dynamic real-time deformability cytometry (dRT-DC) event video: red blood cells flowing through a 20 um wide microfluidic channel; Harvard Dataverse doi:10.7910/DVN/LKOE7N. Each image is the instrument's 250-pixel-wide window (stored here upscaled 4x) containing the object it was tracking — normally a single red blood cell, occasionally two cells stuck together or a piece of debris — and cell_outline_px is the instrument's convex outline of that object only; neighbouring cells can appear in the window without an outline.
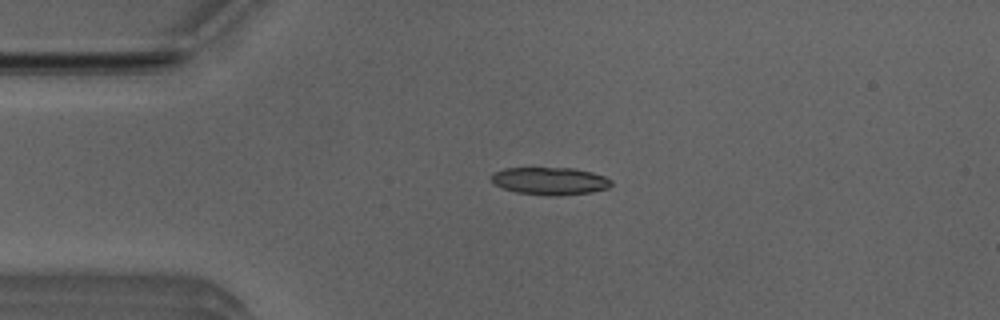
{"species": "Egyptian fruit bat (a non-hibernating species)", "species_latin": "Rousettus aegyptiacus", "temperature_condition": "room temperature", "stored_images_in_passage": 9, "camera_frame_rate_fps": 3000, "um_per_image_px": 0.085, "animal": {"sex": "male"}, "frame": {"image": 1, "passage_image": 3, "time_ms": 0.667, "image_size_px": [1000, 320], "cell_outline_px": [[612, 184], [608, 188], [592, 192], [552, 196], [548, 196], [516, 192], [500, 188], [492, 184], [488, 180], [488, 176], [492, 172], [504, 168], [572, 168], [592, 172], [604, 176], [612, 180]], "centroid_in_image_um": [46.65, 15.38], "position_along_channel_um": 38.3, "area_um2": 19.65}}
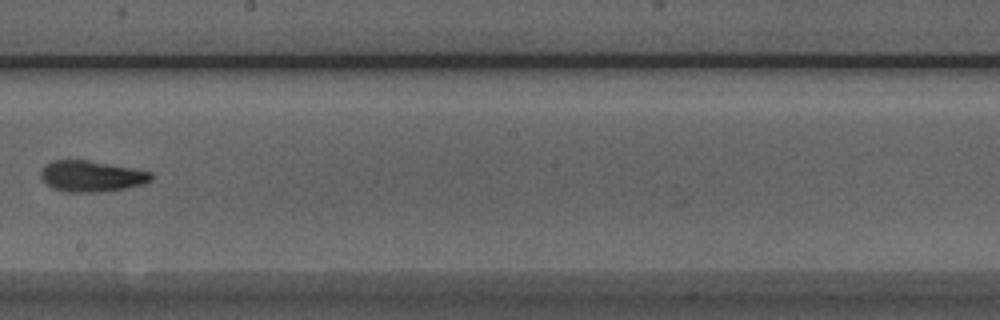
{"frame": {"image": 2, "passage_image": 8, "time_ms": 2.333, "image_size_px": [1000, 320], "cell_outline_px": [[152, 180], [144, 184], [104, 192], [68, 192], [52, 188], [40, 176], [40, 172], [44, 164], [52, 160], [88, 160], [152, 172]], "centroid_in_image_um": [7.76, 14.98], "position_along_channel_um": 240.4, "area_um2": 19.94}}
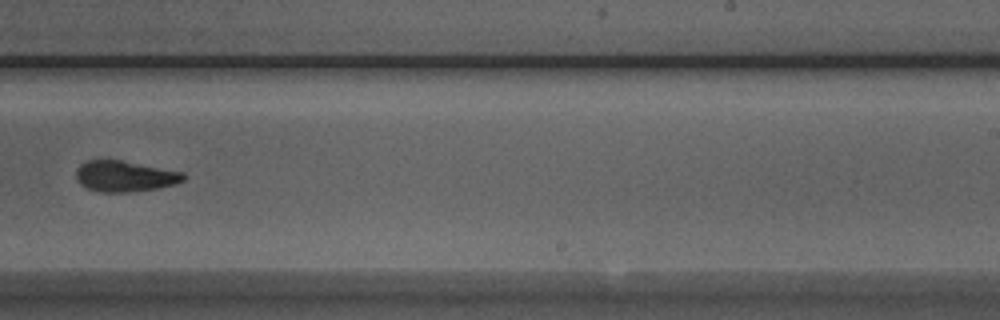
{"frame": {"image": 3, "passage_image": 9, "time_ms": 2.667, "image_size_px": [1000, 320], "cell_outline_px": [[188, 176], [184, 180], [176, 184], [156, 188], [132, 192], [100, 192], [84, 188], [76, 180], [76, 168], [80, 164], [88, 160], [120, 160], [184, 172]], "centroid_in_image_um": [10.6, 14.99], "position_along_channel_um": 278.4, "area_um2": 19.54}}